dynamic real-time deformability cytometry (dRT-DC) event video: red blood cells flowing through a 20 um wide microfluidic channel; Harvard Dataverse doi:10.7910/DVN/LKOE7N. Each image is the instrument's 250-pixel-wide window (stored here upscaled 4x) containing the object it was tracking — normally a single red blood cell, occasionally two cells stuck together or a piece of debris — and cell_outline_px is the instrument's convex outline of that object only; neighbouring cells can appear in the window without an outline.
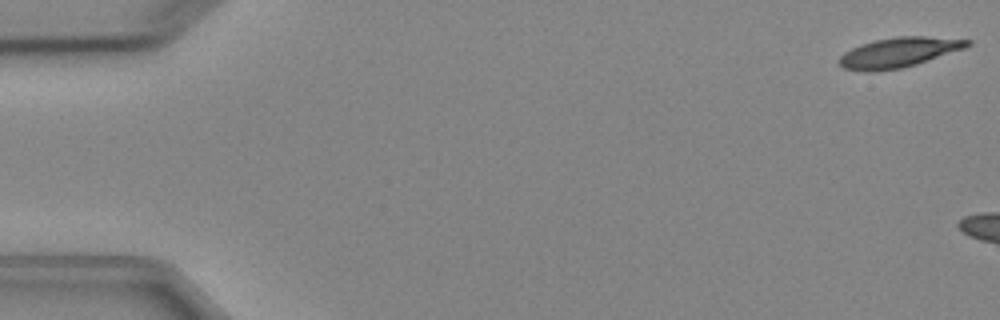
{"species": "Egyptian fruit bat (a non-hibernating species)", "species_latin": "Rousettus aegyptiacus", "temperature_condition": "cold", "stored_images_in_passage": 3, "camera_frame_rate_fps": 3000, "um_per_image_px": 0.085, "animal": {"sex": "female"}, "frame": {"image": 1, "passage_image": 1, "time_ms": 0.0, "image_size_px": [1000, 320], "cell_outline_px": [[972, 44], [964, 48], [916, 64], [900, 68], [872, 72], [864, 72], [844, 68], [836, 60], [844, 52], [860, 44], [876, 40], [896, 36], [924, 36], [972, 40]], "centroid_in_image_um": [76.35, 4.46], "position_along_channel_um": 8.6, "area_um2": 22.25}}